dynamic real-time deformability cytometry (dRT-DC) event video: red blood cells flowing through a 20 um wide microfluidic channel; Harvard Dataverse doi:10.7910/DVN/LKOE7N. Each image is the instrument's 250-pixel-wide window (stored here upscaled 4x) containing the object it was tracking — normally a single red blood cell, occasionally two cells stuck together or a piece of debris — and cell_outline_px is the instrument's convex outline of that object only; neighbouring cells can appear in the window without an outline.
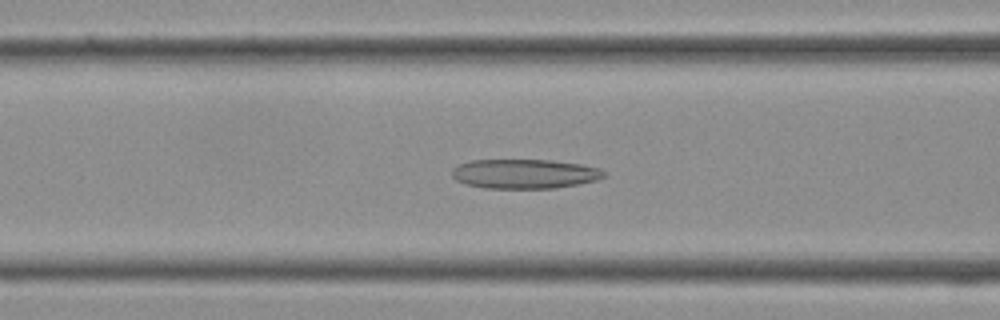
{"species": "Egyptian fruit bat (a non-hibernating species)", "species_latin": "Rousettus aegyptiacus", "temperature_condition": "cold", "stored_images_in_passage": 37, "camera_frame_rate_fps": 3000, "um_per_image_px": 0.085, "frame": {"image": 1, "passage_image": 14, "time_ms": 4.333, "image_size_px": [1000, 320], "cell_outline_px": [[604, 176], [596, 180], [556, 188], [484, 188], [464, 184], [456, 180], [452, 176], [452, 168], [460, 164], [472, 160], [552, 160], [580, 164], [600, 168], [604, 172]], "centroid_in_image_um": [44.55, 14.77], "position_along_channel_um": 122.0, "area_um2": 26.01}}
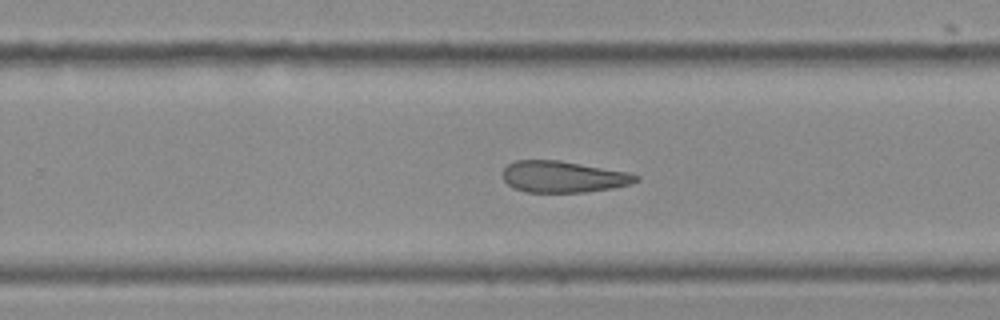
{"frame": {"image": 2, "passage_image": 23, "time_ms": 7.333, "image_size_px": [1000, 320], "cell_outline_px": [[640, 180], [632, 184], [612, 188], [584, 192], [528, 192], [512, 188], [504, 180], [500, 172], [508, 164], [516, 160], [560, 160], [628, 172], [640, 176]], "centroid_in_image_um": [47.87, 15.02], "position_along_channel_um": 281.9, "area_um2": 24.62}}
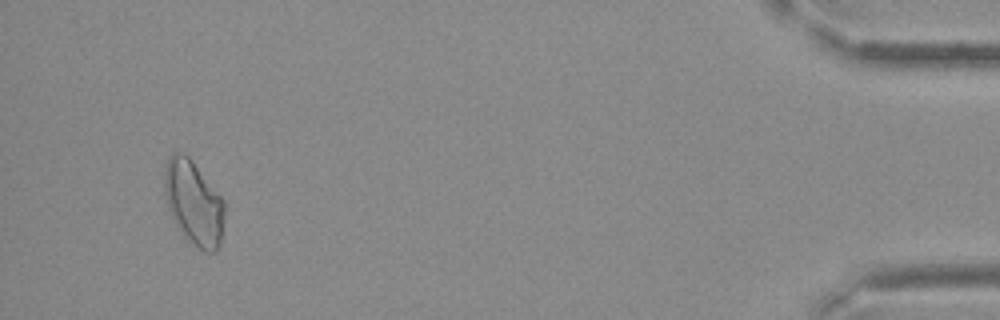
{"frame": {"image": 3, "passage_image": 35, "time_ms": 11.333, "image_size_px": [1000, 320], "cell_outline_px": [[224, 216], [220, 244], [216, 252], [204, 252], [192, 244], [176, 228], [168, 208], [164, 192], [164, 172], [168, 160], [172, 152], [176, 152], [188, 156], [192, 160], [224, 200]], "centroid_in_image_um": [16.45, 17.27], "position_along_channel_um": 418.7, "area_um2": 29.59}}